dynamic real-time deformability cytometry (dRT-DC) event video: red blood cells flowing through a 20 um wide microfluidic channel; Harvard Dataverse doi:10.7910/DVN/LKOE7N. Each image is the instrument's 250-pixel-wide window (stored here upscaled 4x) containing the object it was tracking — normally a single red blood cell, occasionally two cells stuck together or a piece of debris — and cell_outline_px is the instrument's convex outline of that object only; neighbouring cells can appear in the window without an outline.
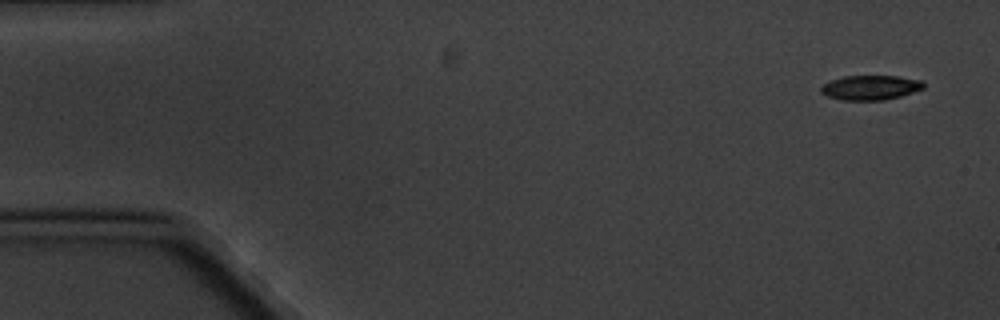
{"species": "common noctule bat (a hibernating species)", "species_latin": "Nyctalus noctula", "temperature_condition": "cold", "stored_images_in_passage": 4, "camera_frame_rate_fps": 3000, "um_per_image_px": 0.085, "animal": {"sex": "male", "body_mass_g": 20.1, "forearm_length_mm": 53.5}, "frame": {"image": 1, "passage_image": 1, "time_ms": 0.0, "image_size_px": [1000, 320], "cell_outline_px": [[924, 88], [900, 96], [884, 100], [840, 100], [828, 96], [820, 92], [820, 88], [824, 84], [832, 80], [844, 76], [900, 76], [924, 80]], "centroid_in_image_um": [74.01, 7.44], "position_along_channel_um": 11.0, "area_um2": 14.74}}